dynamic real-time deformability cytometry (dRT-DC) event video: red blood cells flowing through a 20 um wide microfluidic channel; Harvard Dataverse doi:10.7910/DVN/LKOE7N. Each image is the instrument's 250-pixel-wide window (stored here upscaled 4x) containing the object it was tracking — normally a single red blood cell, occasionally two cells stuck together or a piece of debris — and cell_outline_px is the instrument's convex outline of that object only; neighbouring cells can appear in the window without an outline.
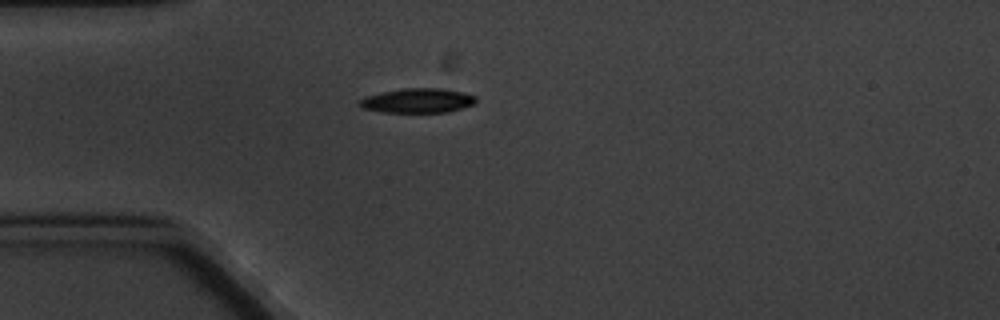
{"species": "common noctule bat (a hibernating species)", "species_latin": "Nyctalus noctula", "temperature_condition": "cold", "stored_images_in_passage": 1, "camera_frame_rate_fps": 3000, "um_per_image_px": 0.085, "animal": {"sex": "male", "body_mass_g": 20.1, "forearm_length_mm": 53.5}, "frame": {"image": 1, "passage_image": 1, "time_ms": 0.0, "image_size_px": [1000, 320], "cell_outline_px": [[476, 100], [472, 104], [448, 112], [384, 112], [364, 108], [356, 104], [364, 96], [404, 88], [440, 88], [464, 92], [476, 96]], "centroid_in_image_um": [35.48, 8.54], "position_along_channel_um": 49.5, "area_um2": 16.47}}